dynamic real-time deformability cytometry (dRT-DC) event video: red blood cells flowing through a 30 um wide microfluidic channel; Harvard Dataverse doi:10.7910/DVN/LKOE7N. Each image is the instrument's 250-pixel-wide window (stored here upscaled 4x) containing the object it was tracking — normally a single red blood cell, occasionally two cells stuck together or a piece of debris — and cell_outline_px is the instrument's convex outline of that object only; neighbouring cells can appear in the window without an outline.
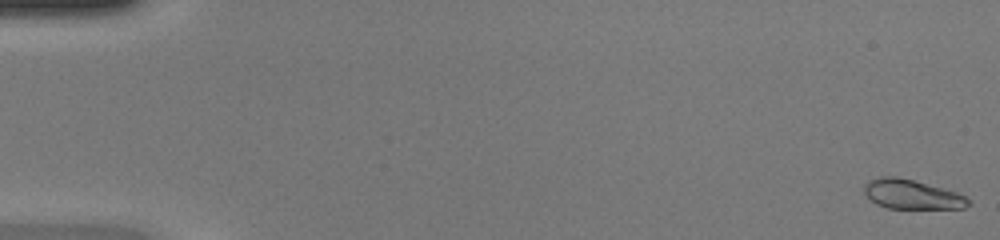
{"species": "common noctule bat (a hibernating species)", "species_latin": "Nyctalus noctula", "temperature_condition": "warm", "stored_images_in_passage": 49, "camera_frame_rate_fps": 3000, "um_per_image_px": 0.085, "animal": {"sex": "female", "body_mass_g": 20.0, "forearm_length_mm": 54.0}, "frame": {"image": 1, "passage_image": 1, "time_ms": 0.0, "image_size_px": [1000, 240], "cell_outline_px": [[972, 204], [964, 208], [888, 208], [876, 204], [864, 192], [864, 184], [868, 180], [880, 176], [896, 176], [912, 180], [956, 192], [972, 200]], "centroid_in_image_um": [77.51, 16.52], "position_along_channel_um": 7.5, "area_um2": 17.74}}
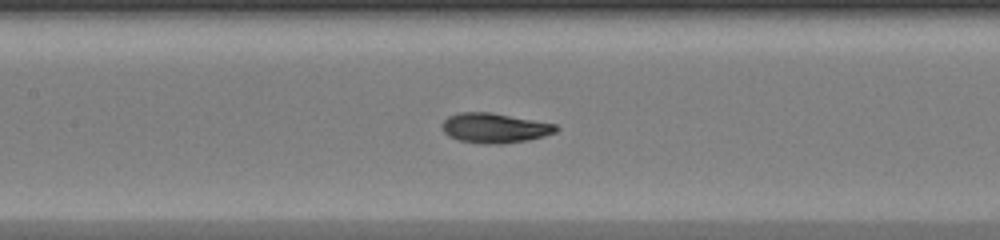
{"frame": {"image": 2, "passage_image": 24, "time_ms": 7.667, "image_size_px": [1000, 240], "cell_outline_px": [[560, 128], [556, 132], [544, 136], [528, 140], [500, 144], [480, 144], [460, 140], [448, 136], [440, 128], [440, 124], [448, 116], [460, 112], [492, 112], [556, 124]], "centroid_in_image_um": [42.02, 10.88], "position_along_channel_um": 165.4, "area_um2": 20.06}}
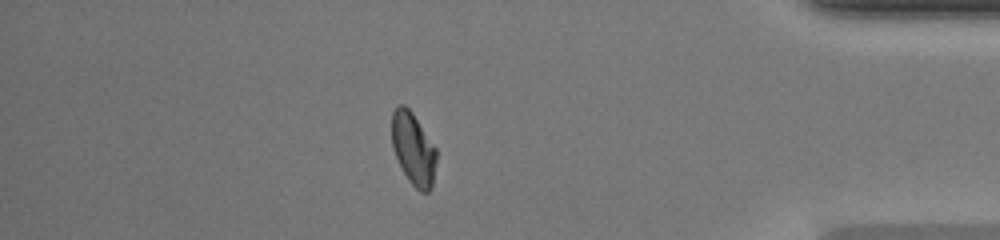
{"frame": {"image": 3, "passage_image": 43, "time_ms": 14.0, "image_size_px": [1000, 240], "cell_outline_px": [[436, 160], [432, 188], [428, 192], [420, 192], [408, 180], [396, 156], [392, 144], [392, 112], [400, 104], [404, 104], [412, 112], [436, 148]], "centroid_in_image_um": [35.14, 12.66], "position_along_channel_um": 400.1, "area_um2": 18.61}, "authors_computed_cell_mechanics": {"area_um2": 19.0162, "velocity_mm_per_s": 4.2542, "shape_relaxation_time_tau1_ms": 3.4639, "shape_relaxation_time_tau2_ms": 0.8954, "deformation_change_tau1": 0.2029, "deformation_change_tau2": 0.0488}}